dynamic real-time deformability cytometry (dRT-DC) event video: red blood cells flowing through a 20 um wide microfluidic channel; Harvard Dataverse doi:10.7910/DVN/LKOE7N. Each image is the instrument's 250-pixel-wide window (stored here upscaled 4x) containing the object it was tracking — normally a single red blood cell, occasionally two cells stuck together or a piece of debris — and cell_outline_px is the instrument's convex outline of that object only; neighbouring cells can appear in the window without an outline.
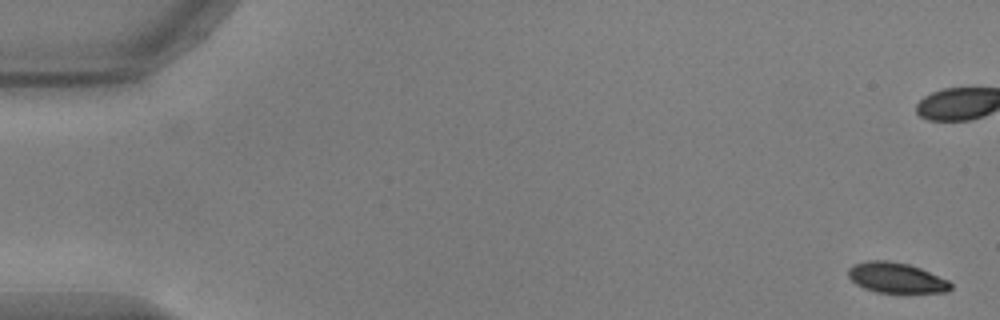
{"species": "common noctule bat (a hibernating species)", "species_latin": "Nyctalus noctula", "temperature_condition": "warm", "stored_images_in_passage": 55, "camera_frame_rate_fps": 3000, "um_per_image_px": 0.085, "animal": {"sex": "male", "body_mass_g": 17.9, "forearm_length_mm": 54.2}, "frame": {"image": 1, "passage_image": 1, "time_ms": 0.0, "image_size_px": [1000, 320], "cell_outline_px": [[952, 288], [948, 292], [876, 292], [864, 288], [856, 284], [848, 276], [848, 268], [852, 264], [868, 260], [888, 260], [908, 264], [920, 268], [948, 280], [952, 284]], "centroid_in_image_um": [76.16, 23.6], "position_along_channel_um": 8.8, "area_um2": 18.09}}
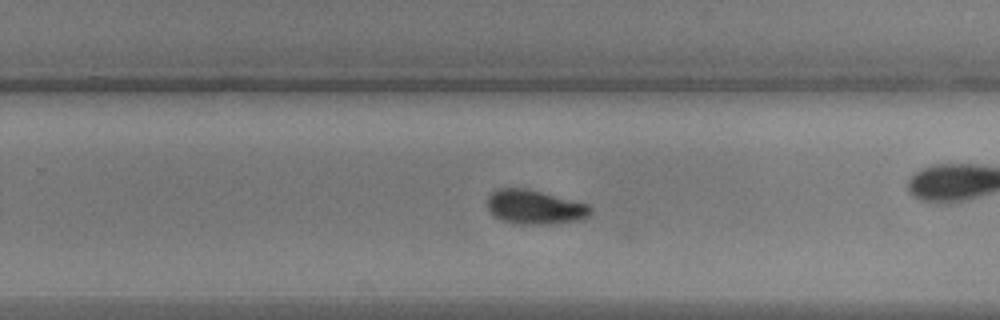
{"frame": {"image": 2, "passage_image": 35, "time_ms": 11.333, "image_size_px": [1000, 320], "cell_outline_px": [[592, 212], [588, 216], [580, 220], [552, 224], [512, 224], [496, 216], [488, 208], [488, 196], [496, 188], [528, 188], [588, 204], [592, 208]], "centroid_in_image_um": [45.48, 17.6], "position_along_channel_um": 284.3, "area_um2": 20.63}}
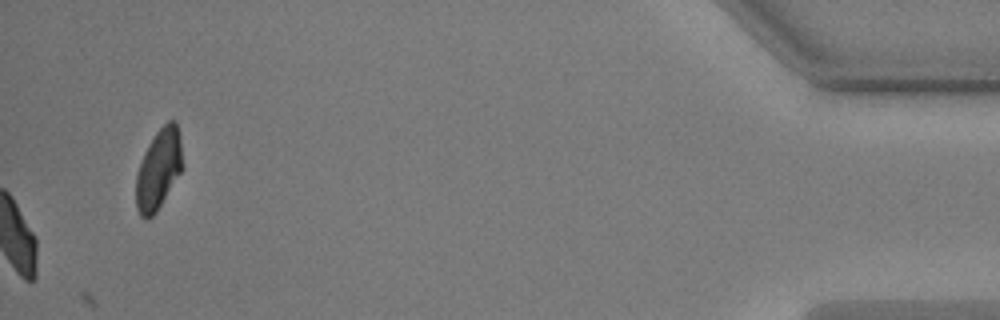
{"frame": {"image": 3, "passage_image": 55, "time_ms": 18.0, "image_size_px": [1000, 320], "cell_outline_px": [[184, 168], [156, 212], [148, 220], [144, 220], [140, 216], [136, 208], [136, 176], [144, 152], [148, 144], [156, 132], [168, 120], [176, 120], [180, 136], [184, 164]], "centroid_in_image_um": [13.5, 14.39], "position_along_channel_um": 421.7, "area_um2": 22.08}}